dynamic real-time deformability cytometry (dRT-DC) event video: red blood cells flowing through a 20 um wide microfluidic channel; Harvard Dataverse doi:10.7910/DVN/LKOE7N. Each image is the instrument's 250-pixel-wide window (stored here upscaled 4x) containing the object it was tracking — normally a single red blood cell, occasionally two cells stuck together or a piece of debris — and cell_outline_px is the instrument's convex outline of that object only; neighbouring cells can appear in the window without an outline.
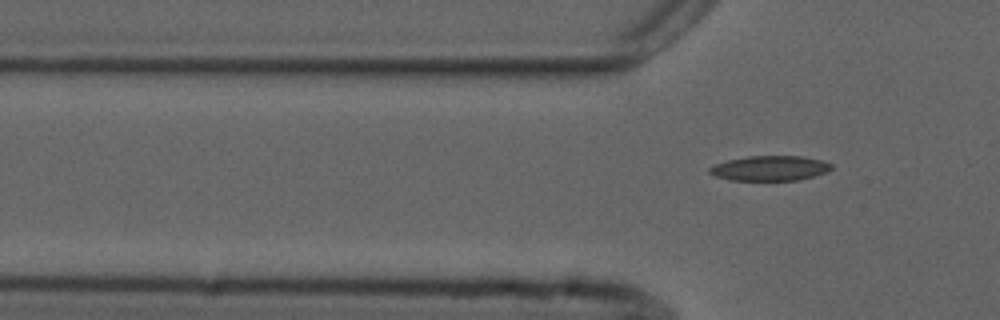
{"species": "common noctule bat (a hibernating species)", "species_latin": "Nyctalus noctula", "temperature_condition": "cold", "stored_images_in_passage": 2, "camera_frame_rate_fps": 3000, "um_per_image_px": 0.085, "animal": {"sex": "male", "forearm_length_mm": 52.5}, "frame": {"image": 1, "passage_image": 2, "time_ms": 0.333, "image_size_px": [1000, 320], "cell_outline_px": [[832, 168], [824, 172], [812, 176], [796, 180], [728, 180], [716, 176], [708, 172], [708, 168], [716, 164], [728, 160], [748, 156], [804, 156], [820, 160], [832, 164]], "centroid_in_image_um": [65.41, 14.29], "position_along_channel_um": 60.4, "area_um2": 17.51}}